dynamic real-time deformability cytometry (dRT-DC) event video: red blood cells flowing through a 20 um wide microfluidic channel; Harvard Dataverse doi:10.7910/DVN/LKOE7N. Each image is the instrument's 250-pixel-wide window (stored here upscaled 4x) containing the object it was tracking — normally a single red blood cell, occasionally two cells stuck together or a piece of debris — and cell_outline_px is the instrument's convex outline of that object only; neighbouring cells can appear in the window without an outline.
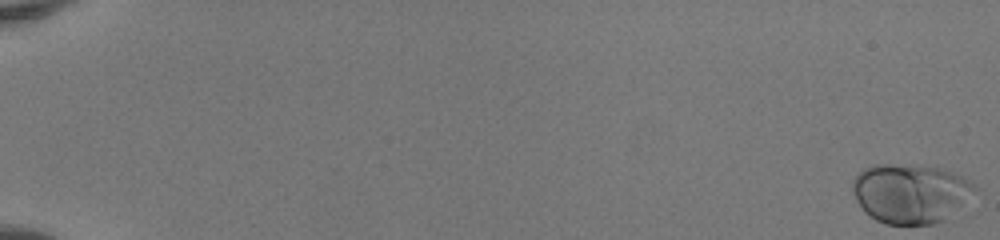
{"species": "human", "species_latin": "Homo sapiens", "temperature_condition": "room temperature", "stored_images_in_passage": 52, "camera_frame_rate_fps": 3000, "um_per_image_px": 0.085, "donor": {"sex": "female"}, "frame": {"image": 1, "passage_image": 1, "time_ms": 0.0, "image_size_px": [1000, 240], "cell_outline_px": [[976, 188], [944, 220], [932, 224], [888, 224], [876, 220], [864, 212], [856, 200], [852, 188], [852, 180], [864, 168], [872, 164], [936, 164], [964, 176], [976, 184]], "centroid_in_image_um": [77.36, 16.37], "position_along_channel_um": 7.6, "area_um2": 42.6}}
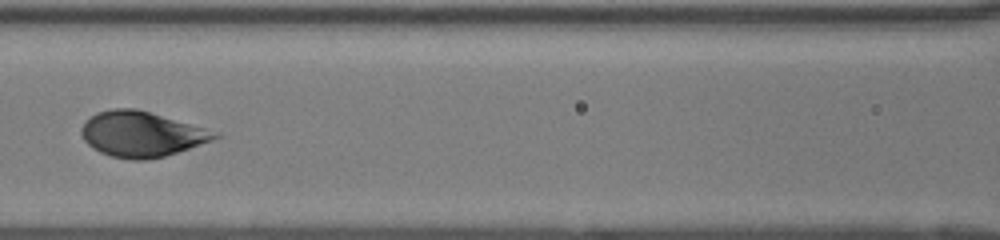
{"frame": {"image": 2, "passage_image": 27, "time_ms": 8.667, "image_size_px": [1000, 240], "cell_outline_px": [[224, 136], [164, 156], [148, 160], [128, 160], [112, 156], [100, 152], [92, 148], [84, 140], [80, 132], [80, 128], [84, 120], [96, 112], [112, 108], [132, 108], [148, 112], [220, 132]], "centroid_in_image_um": [11.99, 11.4], "position_along_channel_um": 154.6, "area_um2": 35.2}}
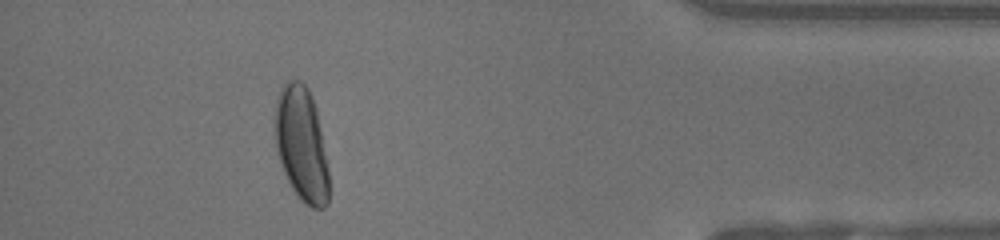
{"frame": {"image": 3, "passage_image": 48, "time_ms": 15.667, "image_size_px": [1000, 240], "cell_outline_px": [[328, 204], [324, 208], [312, 208], [304, 204], [300, 200], [292, 188], [284, 172], [276, 148], [272, 120], [276, 100], [280, 88], [292, 76], [300, 80], [308, 88], [312, 96], [316, 108], [328, 168]], "centroid_in_image_um": [25.59, 12.2], "position_along_channel_um": 409.6, "area_um2": 36.53}, "authors_computed_cell_mechanics": {"area_um2": 36.1539, "velocity_mm_per_s": 4.1357, "shape_relaxation_time_tau1_ms": 2.8798, "shape_relaxation_time_tau2_ms": null, "deformation_change_tau1": 0.1697, "deformation_change_tau2": null}}